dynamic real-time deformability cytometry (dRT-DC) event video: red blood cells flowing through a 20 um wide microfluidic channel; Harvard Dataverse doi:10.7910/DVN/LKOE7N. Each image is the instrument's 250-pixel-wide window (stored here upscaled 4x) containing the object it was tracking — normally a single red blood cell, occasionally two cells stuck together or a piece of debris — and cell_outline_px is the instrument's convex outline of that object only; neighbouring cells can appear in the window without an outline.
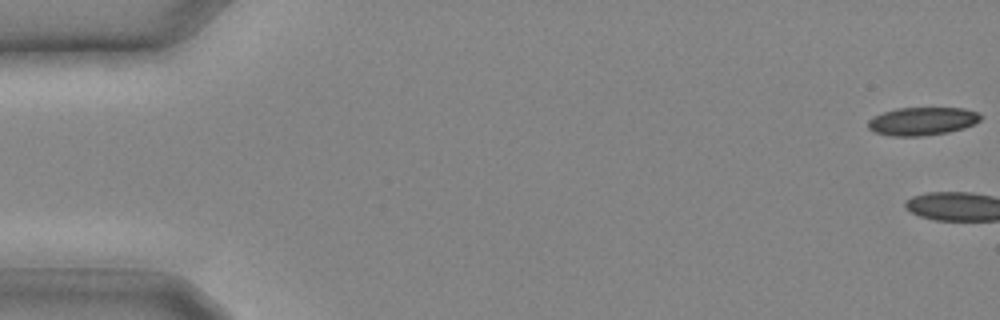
{"species": "common noctule bat (a hibernating species)", "species_latin": "Nyctalus noctula", "temperature_condition": "cold", "stored_images_in_passage": 20, "camera_frame_rate_fps": 3000, "um_per_image_px": 0.085, "animal": {"sex": "male", "body_mass_g": 20.4}, "frame": {"image": 1, "passage_image": 1, "time_ms": 0.0, "image_size_px": [1000, 320], "cell_outline_px": [[984, 116], [980, 120], [964, 128], [948, 132], [920, 136], [892, 136], [876, 132], [868, 128], [868, 120], [872, 116], [896, 108], [964, 108], [976, 112]], "centroid_in_image_um": [78.38, 10.29], "position_along_channel_um": 6.6, "area_um2": 18.38}}
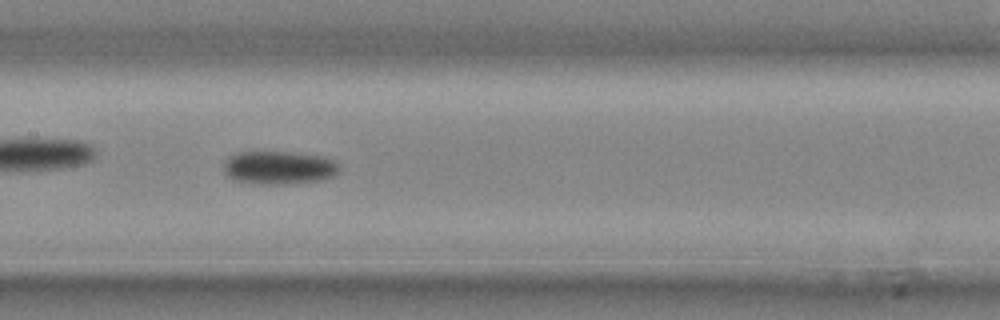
{"frame": {"image": 2, "passage_image": 15, "time_ms": 4.667, "image_size_px": [1000, 320], "cell_outline_px": [[340, 172], [332, 176], [320, 180], [288, 184], [252, 184], [232, 180], [224, 172], [224, 160], [228, 156], [236, 152], [296, 152], [324, 156], [336, 160], [340, 164]], "centroid_in_image_um": [23.72, 14.24], "position_along_channel_um": 183.7, "area_um2": 23.0}}
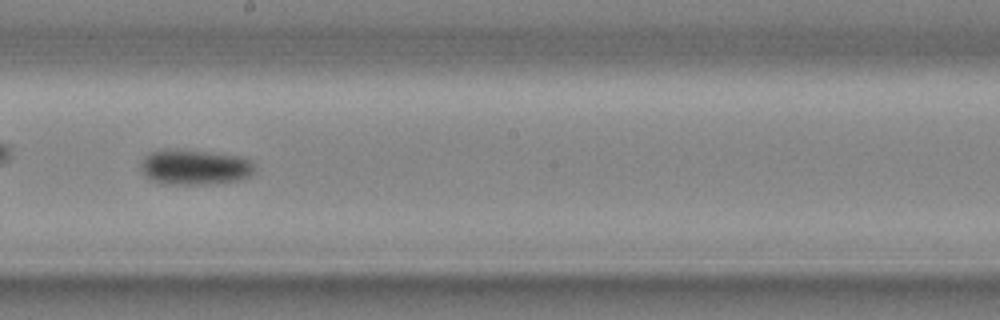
{"frame": {"image": 3, "passage_image": 17, "time_ms": 5.333, "image_size_px": [1000, 320], "cell_outline_px": [[256, 172], [252, 176], [240, 180], [216, 184], [164, 184], [152, 180], [140, 168], [140, 164], [144, 156], [148, 152], [176, 148], [240, 156], [252, 160], [256, 164]], "centroid_in_image_um": [16.62, 14.2], "position_along_channel_um": 231.6, "area_um2": 23.93}}